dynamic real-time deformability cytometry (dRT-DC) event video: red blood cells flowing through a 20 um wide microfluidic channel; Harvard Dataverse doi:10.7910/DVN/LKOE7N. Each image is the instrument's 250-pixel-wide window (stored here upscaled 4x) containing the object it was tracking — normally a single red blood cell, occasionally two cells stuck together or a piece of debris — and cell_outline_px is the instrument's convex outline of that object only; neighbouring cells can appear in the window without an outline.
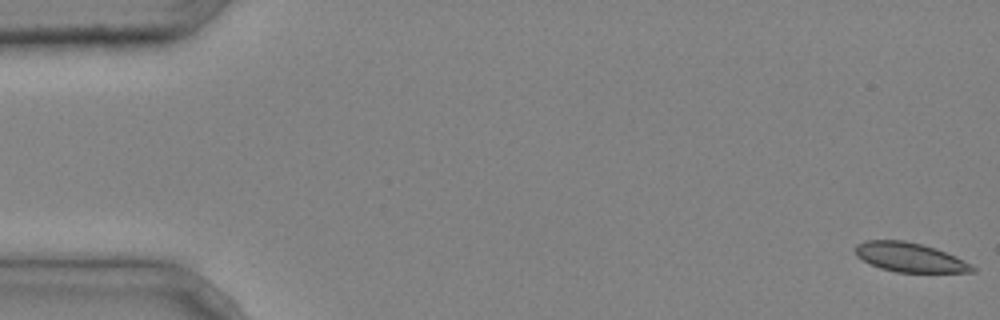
{"species": "common noctule bat (a hibernating species)", "species_latin": "Nyctalus noctula", "temperature_condition": "cold", "stored_images_in_passage": 4, "camera_frame_rate_fps": 3000, "um_per_image_px": 0.085, "animal": {"sex": "male", "body_mass_g": 20.4}, "frame": {"image": 1, "passage_image": 1, "time_ms": 0.0, "image_size_px": [1000, 320], "cell_outline_px": [[976, 272], [896, 272], [880, 268], [856, 256], [856, 244], [864, 240], [904, 240], [936, 248], [956, 256], [972, 264], [976, 268]], "centroid_in_image_um": [77.36, 21.87], "position_along_channel_um": 7.6, "area_um2": 19.94}}
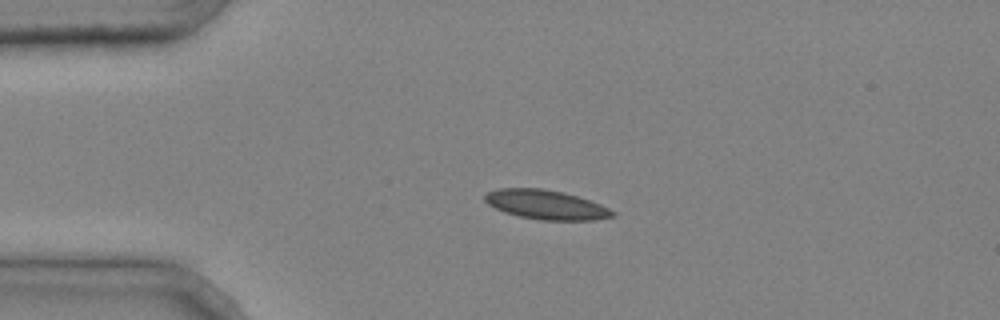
{"frame": {"image": 2, "passage_image": 4, "time_ms": 1.0, "image_size_px": [1000, 320], "cell_outline_px": [[616, 216], [596, 220], [540, 220], [520, 216], [504, 212], [488, 204], [484, 200], [484, 196], [488, 192], [496, 188], [540, 188], [564, 192], [600, 204], [616, 212]], "centroid_in_image_um": [46.41, 17.4], "position_along_channel_um": 38.6, "area_um2": 21.79}}